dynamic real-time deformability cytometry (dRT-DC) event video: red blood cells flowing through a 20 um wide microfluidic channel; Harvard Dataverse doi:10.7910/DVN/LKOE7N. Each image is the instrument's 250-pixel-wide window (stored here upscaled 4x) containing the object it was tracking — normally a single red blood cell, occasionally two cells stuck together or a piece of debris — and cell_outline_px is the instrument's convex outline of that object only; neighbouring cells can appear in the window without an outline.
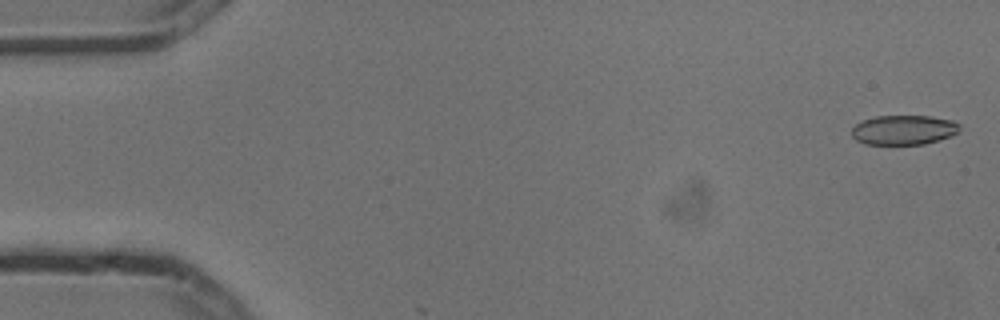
{"species": "common noctule bat (a hibernating species)", "species_latin": "Nyctalus noctula", "temperature_condition": "cold", "stored_images_in_passage": 6, "segment_of_instrument_passage": [1, 2], "camera_frame_rate_fps": 3000, "um_per_image_px": 0.085, "animal": {"sex": "male", "body_mass_g": 13.3}, "frame": {"image": 1, "passage_image": 1, "time_ms": 0.0, "image_size_px": [1000, 320], "cell_outline_px": [[960, 132], [952, 136], [924, 144], [864, 144], [856, 140], [852, 136], [852, 128], [856, 124], [864, 120], [876, 116], [932, 116], [952, 120], [960, 124]], "centroid_in_image_um": [76.85, 11.04], "position_along_channel_um": 8.2, "area_um2": 18.73}}
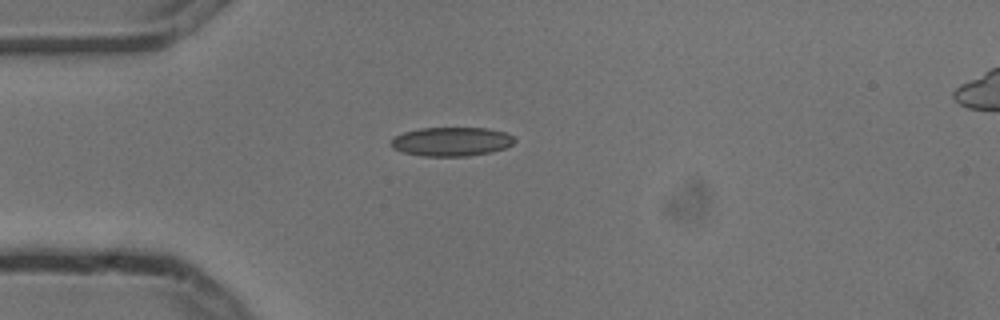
{"frame": {"image": 2, "passage_image": 5, "time_ms": 1.333, "image_size_px": [1000, 320], "cell_outline_px": [[516, 140], [512, 144], [504, 148], [488, 152], [468, 156], [424, 156], [404, 152], [392, 148], [388, 144], [392, 136], [404, 132], [420, 128], [488, 128], [504, 132], [512, 136]], "centroid_in_image_um": [38.31, 12.03], "position_along_channel_um": 46.7, "area_um2": 20.87}}